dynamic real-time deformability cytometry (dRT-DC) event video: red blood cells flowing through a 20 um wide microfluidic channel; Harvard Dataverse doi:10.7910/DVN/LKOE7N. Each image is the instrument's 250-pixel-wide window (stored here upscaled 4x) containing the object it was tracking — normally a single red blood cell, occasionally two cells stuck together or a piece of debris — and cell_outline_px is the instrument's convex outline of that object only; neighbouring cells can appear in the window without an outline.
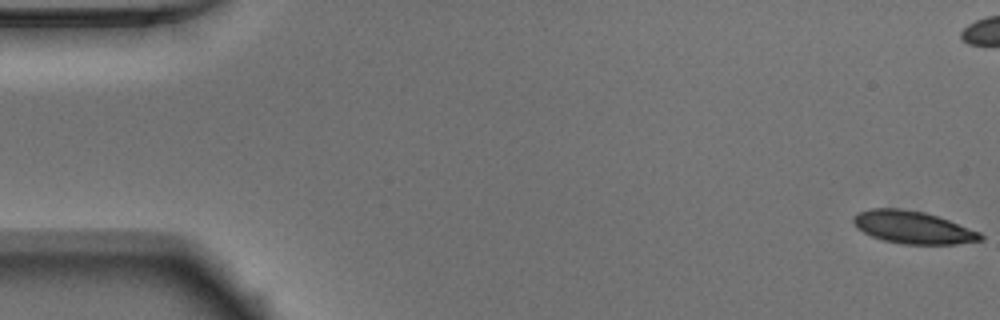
{"species": "Egyptian fruit bat (a non-hibernating species)", "species_latin": "Rousettus aegyptiacus", "temperature_condition": "warm", "stored_images_in_passage": 7, "camera_frame_rate_fps": 3000, "um_per_image_px": 0.085, "animal": {"sex": "male"}, "frame": {"image": 1, "passage_image": 1, "time_ms": 0.0, "image_size_px": [1000, 320], "cell_outline_px": [[984, 240], [956, 244], [904, 244], [884, 240], [872, 236], [856, 228], [852, 220], [852, 216], [856, 212], [872, 208], [904, 208], [924, 212], [948, 220], [980, 232], [984, 236]], "centroid_in_image_um": [77.57, 19.31], "position_along_channel_um": 7.4, "area_um2": 24.16}}